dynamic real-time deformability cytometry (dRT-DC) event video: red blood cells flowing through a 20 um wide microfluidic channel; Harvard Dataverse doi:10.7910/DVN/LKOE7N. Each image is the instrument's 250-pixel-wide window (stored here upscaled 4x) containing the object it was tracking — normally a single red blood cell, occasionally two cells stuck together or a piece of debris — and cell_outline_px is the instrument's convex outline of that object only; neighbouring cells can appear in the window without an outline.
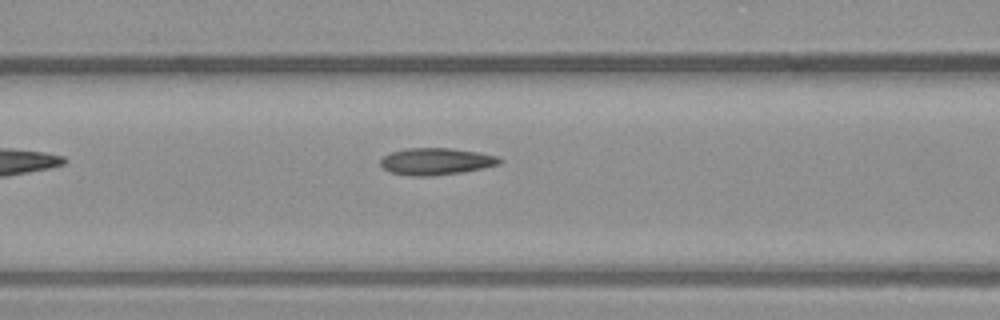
{"species": "common noctule bat (a hibernating species)", "species_latin": "Nyctalus noctula", "temperature_condition": "warm", "stored_images_in_passage": 14, "camera_frame_rate_fps": 3000, "um_per_image_px": 0.085, "animal": {"sex": "male", "body_mass_g": 23.1, "forearm_length_mm": 52.7}, "frame": {"image": 1, "passage_image": 7, "time_ms": 2.0, "image_size_px": [1000, 320], "cell_outline_px": [[504, 160], [500, 164], [484, 168], [464, 172], [432, 176], [412, 176], [392, 172], [384, 168], [380, 164], [380, 160], [384, 156], [392, 152], [408, 148], [452, 148], [476, 152], [496, 156]], "centroid_in_image_um": [37.1, 13.72], "position_along_channel_um": 129.5, "area_um2": 18.61}}
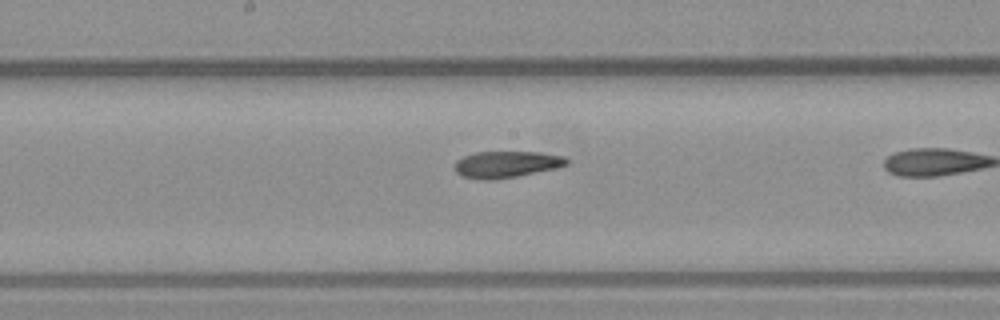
{"frame": {"image": 2, "passage_image": 10, "time_ms": 3.0, "image_size_px": [1000, 320], "cell_outline_px": [[568, 164], [556, 168], [516, 176], [492, 180], [480, 180], [464, 176], [456, 172], [456, 160], [464, 156], [476, 152], [540, 152], [564, 156], [568, 160]], "centroid_in_image_um": [43.06, 13.96], "position_along_channel_um": 205.1, "area_um2": 17.17}}